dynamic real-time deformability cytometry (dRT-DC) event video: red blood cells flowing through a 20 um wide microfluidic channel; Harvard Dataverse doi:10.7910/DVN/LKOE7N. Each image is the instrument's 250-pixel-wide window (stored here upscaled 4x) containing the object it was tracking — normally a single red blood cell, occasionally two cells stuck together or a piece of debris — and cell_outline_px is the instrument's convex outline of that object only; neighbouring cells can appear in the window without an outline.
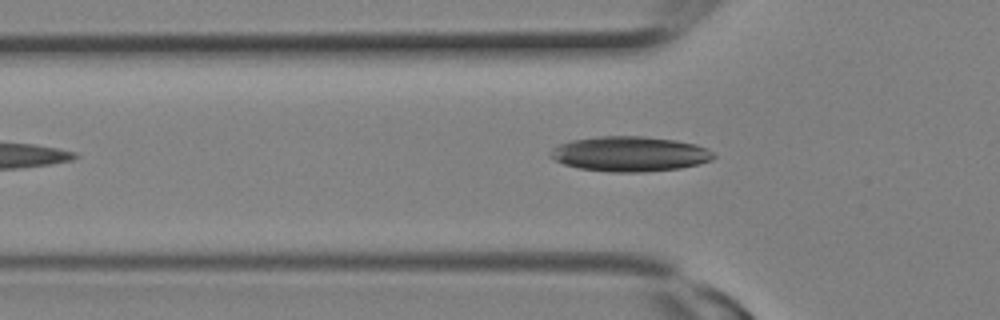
{"species": "Egyptian fruit bat (a non-hibernating species)", "species_latin": "Rousettus aegyptiacus", "temperature_condition": "room temperature", "stored_images_in_passage": 3, "camera_frame_rate_fps": 3000, "um_per_image_px": 0.085, "animal": {"sex": "female"}, "frame": {"image": 1, "passage_image": 3, "time_ms": 0.667, "image_size_px": [1000, 320], "cell_outline_px": [[716, 156], [712, 160], [680, 168], [640, 172], [612, 172], [580, 168], [564, 164], [548, 156], [548, 152], [552, 148], [560, 144], [572, 140], [600, 136], [644, 136], [676, 140], [696, 144], [712, 152]], "centroid_in_image_um": [53.51, 13.08], "position_along_channel_um": 72.3, "area_um2": 33.18}}